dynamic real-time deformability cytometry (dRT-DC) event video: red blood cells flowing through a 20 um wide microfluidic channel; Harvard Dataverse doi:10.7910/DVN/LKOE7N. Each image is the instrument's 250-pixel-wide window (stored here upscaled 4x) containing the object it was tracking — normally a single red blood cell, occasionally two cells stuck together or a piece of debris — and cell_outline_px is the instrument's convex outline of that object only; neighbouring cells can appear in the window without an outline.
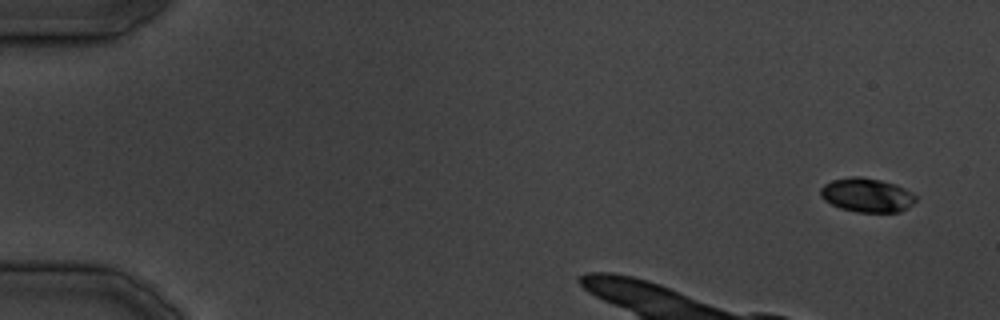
{"species": "common noctule bat (a hibernating species)", "species_latin": "Nyctalus noctula", "temperature_condition": "cold", "stored_images_in_passage": 7, "camera_frame_rate_fps": 3000, "um_per_image_px": 0.085, "animal": {"sex": "male", "body_mass_g": 19.5, "forearm_length_mm": 54.6}, "frame": {"image": 1, "passage_image": 1, "time_ms": 0.0, "image_size_px": [1000, 320], "cell_outline_px": [[916, 200], [908, 208], [900, 212], [856, 212], [840, 208], [824, 200], [820, 196], [820, 188], [824, 184], [832, 180], [852, 176], [860, 176], [880, 180], [896, 184], [912, 192], [916, 196]], "centroid_in_image_um": [73.68, 16.58], "position_along_channel_um": 11.3, "area_um2": 19.02}}